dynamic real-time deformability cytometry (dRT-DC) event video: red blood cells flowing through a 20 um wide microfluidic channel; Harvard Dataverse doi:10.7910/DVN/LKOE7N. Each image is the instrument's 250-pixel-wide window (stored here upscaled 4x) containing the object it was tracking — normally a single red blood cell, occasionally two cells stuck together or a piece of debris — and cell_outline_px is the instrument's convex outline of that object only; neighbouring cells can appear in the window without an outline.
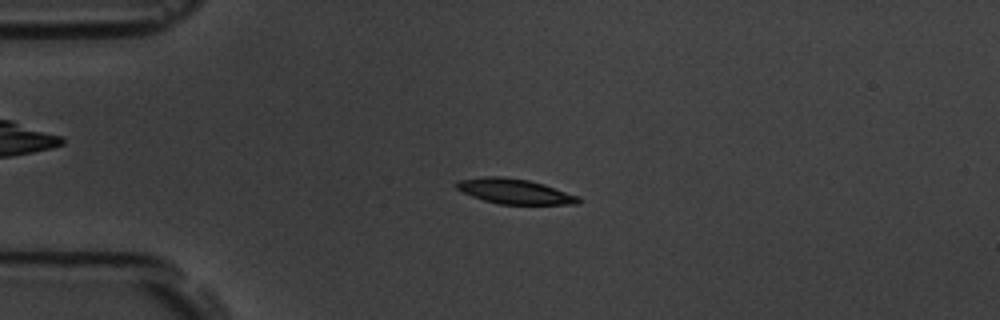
{"species": "common noctule bat (a hibernating species)", "species_latin": "Nyctalus noctula", "temperature_condition": "room temperature", "stored_images_in_passage": 5, "camera_frame_rate_fps": 3000, "um_per_image_px": 0.085, "animal": {"sex": "male", "body_mass_g": 19.5, "forearm_length_mm": 54.6}, "frame": {"image": 1, "passage_image": 3, "time_ms": 0.667, "image_size_px": [1000, 320], "cell_outline_px": [[580, 204], [500, 204], [484, 200], [472, 196], [456, 188], [456, 184], [460, 180], [484, 176], [500, 176], [528, 180], [544, 184], [580, 196]], "centroid_in_image_um": [43.78, 16.26], "position_along_channel_um": 41.2, "area_um2": 17.69}}
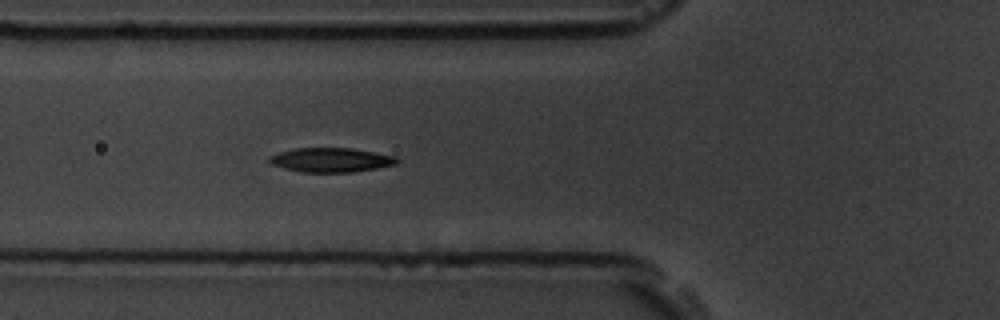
{"frame": {"image": 2, "passage_image": 5, "time_ms": 1.333, "image_size_px": [1000, 320], "cell_outline_px": [[400, 160], [396, 164], [376, 168], [352, 172], [300, 172], [284, 168], [272, 164], [268, 160], [268, 156], [280, 152], [296, 148], [352, 148], [396, 156]], "centroid_in_image_um": [28.14, 13.59], "position_along_channel_um": 97.7, "area_um2": 18.03}}